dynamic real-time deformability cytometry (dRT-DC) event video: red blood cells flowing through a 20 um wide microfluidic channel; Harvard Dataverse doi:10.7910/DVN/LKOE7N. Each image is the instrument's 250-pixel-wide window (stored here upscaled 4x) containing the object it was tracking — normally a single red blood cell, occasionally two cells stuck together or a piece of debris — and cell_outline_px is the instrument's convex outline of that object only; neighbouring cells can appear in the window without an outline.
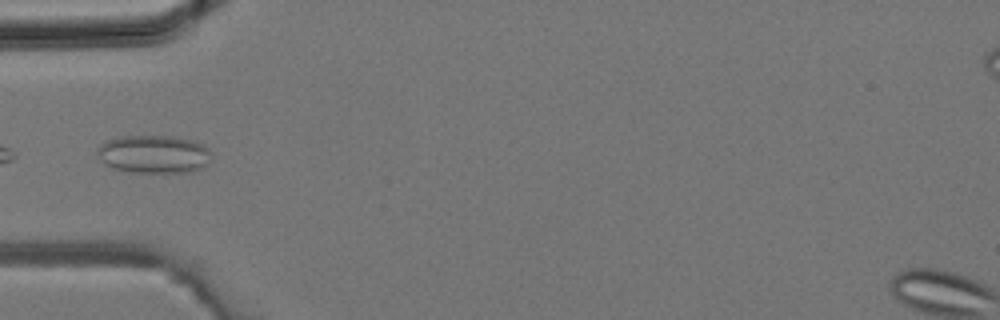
{"species": "common noctule bat (a hibernating species)", "species_latin": "Nyctalus noctula", "temperature_condition": "room temperature", "stored_images_in_passage": 29, "camera_frame_rate_fps": 3000, "um_per_image_px": 0.085, "animal": {"sex": "male", "body_mass_g": 19.2, "forearm_length_mm": 51.8}, "frame": {"image": 1, "passage_image": 13, "time_ms": 4.0, "image_size_px": [1000, 320], "cell_outline_px": [[212, 156], [204, 168], [192, 172], [132, 172], [112, 168], [104, 164], [96, 152], [96, 148], [104, 140], [120, 136], [172, 136], [192, 140], [204, 144], [212, 152]], "centroid_in_image_um": [13.08, 13.1], "position_along_channel_um": 71.9, "area_um2": 25.78}}